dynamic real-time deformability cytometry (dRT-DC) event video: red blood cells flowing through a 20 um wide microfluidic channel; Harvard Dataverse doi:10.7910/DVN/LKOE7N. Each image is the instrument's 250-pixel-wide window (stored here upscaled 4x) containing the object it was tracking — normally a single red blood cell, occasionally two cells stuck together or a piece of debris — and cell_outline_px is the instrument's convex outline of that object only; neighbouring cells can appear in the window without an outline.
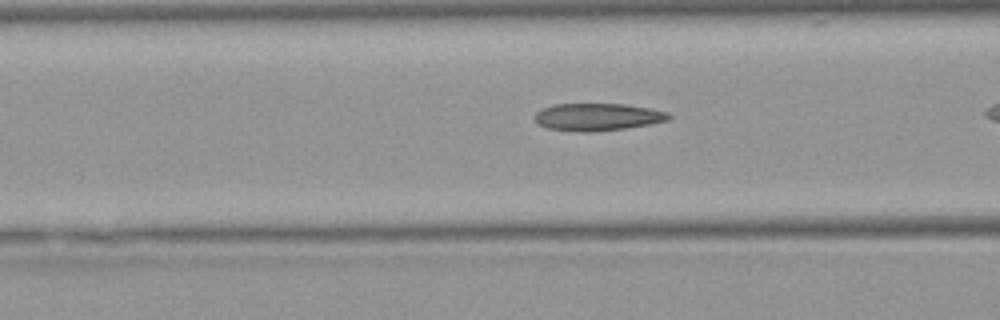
{"species": "Egyptian fruit bat (a non-hibernating species)", "species_latin": "Rousettus aegyptiacus", "temperature_condition": "warm", "stored_images_in_passage": 36, "camera_frame_rate_fps": 3000, "um_per_image_px": 0.085, "animal": {"sex": "female"}, "frame": {"image": 1, "passage_image": 16, "time_ms": 5.0, "image_size_px": [1000, 320], "cell_outline_px": [[672, 116], [668, 120], [648, 124], [624, 128], [592, 132], [576, 132], [548, 128], [536, 124], [532, 116], [540, 108], [552, 104], [624, 104], [648, 108], [668, 112]], "centroid_in_image_um": [50.7, 9.94], "position_along_channel_um": 115.9, "area_um2": 21.56}}